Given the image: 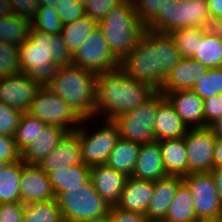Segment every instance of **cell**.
Instances as JSON below:
<instances>
[{
  "label": "cell",
  "mask_w": 222,
  "mask_h": 222,
  "mask_svg": "<svg viewBox=\"0 0 222 222\" xmlns=\"http://www.w3.org/2000/svg\"><path fill=\"white\" fill-rule=\"evenodd\" d=\"M60 0H39V6H51L55 8Z\"/></svg>",
  "instance_id": "cell-54"
},
{
  "label": "cell",
  "mask_w": 222,
  "mask_h": 222,
  "mask_svg": "<svg viewBox=\"0 0 222 222\" xmlns=\"http://www.w3.org/2000/svg\"><path fill=\"white\" fill-rule=\"evenodd\" d=\"M120 69L131 79L149 84L159 91L166 74L159 68L158 49L145 35L120 62Z\"/></svg>",
  "instance_id": "cell-8"
},
{
  "label": "cell",
  "mask_w": 222,
  "mask_h": 222,
  "mask_svg": "<svg viewBox=\"0 0 222 222\" xmlns=\"http://www.w3.org/2000/svg\"><path fill=\"white\" fill-rule=\"evenodd\" d=\"M72 54L61 34H47L31 27L28 39L19 45V64L24 75L41 87L53 80L58 66L71 64Z\"/></svg>",
  "instance_id": "cell-1"
},
{
  "label": "cell",
  "mask_w": 222,
  "mask_h": 222,
  "mask_svg": "<svg viewBox=\"0 0 222 222\" xmlns=\"http://www.w3.org/2000/svg\"><path fill=\"white\" fill-rule=\"evenodd\" d=\"M194 198V210L200 222H219L222 219L220 202L213 176L208 173H192L183 177Z\"/></svg>",
  "instance_id": "cell-12"
},
{
  "label": "cell",
  "mask_w": 222,
  "mask_h": 222,
  "mask_svg": "<svg viewBox=\"0 0 222 222\" xmlns=\"http://www.w3.org/2000/svg\"><path fill=\"white\" fill-rule=\"evenodd\" d=\"M21 160L7 163L0 171V204L20 202Z\"/></svg>",
  "instance_id": "cell-31"
},
{
  "label": "cell",
  "mask_w": 222,
  "mask_h": 222,
  "mask_svg": "<svg viewBox=\"0 0 222 222\" xmlns=\"http://www.w3.org/2000/svg\"><path fill=\"white\" fill-rule=\"evenodd\" d=\"M141 145L119 138L115 148L110 153L106 165L117 172L131 177Z\"/></svg>",
  "instance_id": "cell-28"
},
{
  "label": "cell",
  "mask_w": 222,
  "mask_h": 222,
  "mask_svg": "<svg viewBox=\"0 0 222 222\" xmlns=\"http://www.w3.org/2000/svg\"><path fill=\"white\" fill-rule=\"evenodd\" d=\"M192 58L209 69L222 67V34L214 27L204 28V35Z\"/></svg>",
  "instance_id": "cell-27"
},
{
  "label": "cell",
  "mask_w": 222,
  "mask_h": 222,
  "mask_svg": "<svg viewBox=\"0 0 222 222\" xmlns=\"http://www.w3.org/2000/svg\"><path fill=\"white\" fill-rule=\"evenodd\" d=\"M182 57L192 58L197 52L198 42L204 35V28L190 27L172 30L168 33Z\"/></svg>",
  "instance_id": "cell-35"
},
{
  "label": "cell",
  "mask_w": 222,
  "mask_h": 222,
  "mask_svg": "<svg viewBox=\"0 0 222 222\" xmlns=\"http://www.w3.org/2000/svg\"><path fill=\"white\" fill-rule=\"evenodd\" d=\"M133 178L147 181H157L167 175L158 141L141 144L138 159L135 163Z\"/></svg>",
  "instance_id": "cell-22"
},
{
  "label": "cell",
  "mask_w": 222,
  "mask_h": 222,
  "mask_svg": "<svg viewBox=\"0 0 222 222\" xmlns=\"http://www.w3.org/2000/svg\"><path fill=\"white\" fill-rule=\"evenodd\" d=\"M155 91L149 84L129 78L120 68L97 74L94 118L113 121L133 111Z\"/></svg>",
  "instance_id": "cell-2"
},
{
  "label": "cell",
  "mask_w": 222,
  "mask_h": 222,
  "mask_svg": "<svg viewBox=\"0 0 222 222\" xmlns=\"http://www.w3.org/2000/svg\"><path fill=\"white\" fill-rule=\"evenodd\" d=\"M204 127H209L222 116V94L215 95L203 100Z\"/></svg>",
  "instance_id": "cell-45"
},
{
  "label": "cell",
  "mask_w": 222,
  "mask_h": 222,
  "mask_svg": "<svg viewBox=\"0 0 222 222\" xmlns=\"http://www.w3.org/2000/svg\"><path fill=\"white\" fill-rule=\"evenodd\" d=\"M211 175L214 178L216 191L220 202L222 203V166L213 167L210 171Z\"/></svg>",
  "instance_id": "cell-50"
},
{
  "label": "cell",
  "mask_w": 222,
  "mask_h": 222,
  "mask_svg": "<svg viewBox=\"0 0 222 222\" xmlns=\"http://www.w3.org/2000/svg\"><path fill=\"white\" fill-rule=\"evenodd\" d=\"M13 14L9 0H0V17Z\"/></svg>",
  "instance_id": "cell-53"
},
{
  "label": "cell",
  "mask_w": 222,
  "mask_h": 222,
  "mask_svg": "<svg viewBox=\"0 0 222 222\" xmlns=\"http://www.w3.org/2000/svg\"><path fill=\"white\" fill-rule=\"evenodd\" d=\"M20 202L25 205L56 199L47 174L37 164L21 160Z\"/></svg>",
  "instance_id": "cell-14"
},
{
  "label": "cell",
  "mask_w": 222,
  "mask_h": 222,
  "mask_svg": "<svg viewBox=\"0 0 222 222\" xmlns=\"http://www.w3.org/2000/svg\"><path fill=\"white\" fill-rule=\"evenodd\" d=\"M81 146L77 133L68 132L52 152L37 165L46 174L58 168L81 164Z\"/></svg>",
  "instance_id": "cell-19"
},
{
  "label": "cell",
  "mask_w": 222,
  "mask_h": 222,
  "mask_svg": "<svg viewBox=\"0 0 222 222\" xmlns=\"http://www.w3.org/2000/svg\"><path fill=\"white\" fill-rule=\"evenodd\" d=\"M91 167L84 163L58 168L47 174L55 197L67 188L80 187L90 179Z\"/></svg>",
  "instance_id": "cell-26"
},
{
  "label": "cell",
  "mask_w": 222,
  "mask_h": 222,
  "mask_svg": "<svg viewBox=\"0 0 222 222\" xmlns=\"http://www.w3.org/2000/svg\"><path fill=\"white\" fill-rule=\"evenodd\" d=\"M209 68L194 58L182 57L178 64L166 75L160 92L192 89Z\"/></svg>",
  "instance_id": "cell-18"
},
{
  "label": "cell",
  "mask_w": 222,
  "mask_h": 222,
  "mask_svg": "<svg viewBox=\"0 0 222 222\" xmlns=\"http://www.w3.org/2000/svg\"><path fill=\"white\" fill-rule=\"evenodd\" d=\"M68 131L62 127L46 125L36 141L21 151V160L27 164H38L60 143Z\"/></svg>",
  "instance_id": "cell-23"
},
{
  "label": "cell",
  "mask_w": 222,
  "mask_h": 222,
  "mask_svg": "<svg viewBox=\"0 0 222 222\" xmlns=\"http://www.w3.org/2000/svg\"><path fill=\"white\" fill-rule=\"evenodd\" d=\"M25 206L21 202L0 204V222H22Z\"/></svg>",
  "instance_id": "cell-47"
},
{
  "label": "cell",
  "mask_w": 222,
  "mask_h": 222,
  "mask_svg": "<svg viewBox=\"0 0 222 222\" xmlns=\"http://www.w3.org/2000/svg\"><path fill=\"white\" fill-rule=\"evenodd\" d=\"M22 74L19 64V45L0 42V78Z\"/></svg>",
  "instance_id": "cell-38"
},
{
  "label": "cell",
  "mask_w": 222,
  "mask_h": 222,
  "mask_svg": "<svg viewBox=\"0 0 222 222\" xmlns=\"http://www.w3.org/2000/svg\"><path fill=\"white\" fill-rule=\"evenodd\" d=\"M56 200L64 222H103L111 209L97 194L91 179L80 187L67 188Z\"/></svg>",
  "instance_id": "cell-5"
},
{
  "label": "cell",
  "mask_w": 222,
  "mask_h": 222,
  "mask_svg": "<svg viewBox=\"0 0 222 222\" xmlns=\"http://www.w3.org/2000/svg\"><path fill=\"white\" fill-rule=\"evenodd\" d=\"M90 179L97 194L104 199L110 207H115L125 187L128 176L117 172L106 164L91 166Z\"/></svg>",
  "instance_id": "cell-17"
},
{
  "label": "cell",
  "mask_w": 222,
  "mask_h": 222,
  "mask_svg": "<svg viewBox=\"0 0 222 222\" xmlns=\"http://www.w3.org/2000/svg\"><path fill=\"white\" fill-rule=\"evenodd\" d=\"M144 34L158 49L159 68L167 75L181 60L182 56L174 45L168 33H161L149 29Z\"/></svg>",
  "instance_id": "cell-30"
},
{
  "label": "cell",
  "mask_w": 222,
  "mask_h": 222,
  "mask_svg": "<svg viewBox=\"0 0 222 222\" xmlns=\"http://www.w3.org/2000/svg\"><path fill=\"white\" fill-rule=\"evenodd\" d=\"M154 192V182L128 177L115 208L146 214Z\"/></svg>",
  "instance_id": "cell-21"
},
{
  "label": "cell",
  "mask_w": 222,
  "mask_h": 222,
  "mask_svg": "<svg viewBox=\"0 0 222 222\" xmlns=\"http://www.w3.org/2000/svg\"><path fill=\"white\" fill-rule=\"evenodd\" d=\"M32 24L18 15L0 17V42L21 45L30 34Z\"/></svg>",
  "instance_id": "cell-33"
},
{
  "label": "cell",
  "mask_w": 222,
  "mask_h": 222,
  "mask_svg": "<svg viewBox=\"0 0 222 222\" xmlns=\"http://www.w3.org/2000/svg\"><path fill=\"white\" fill-rule=\"evenodd\" d=\"M169 0H132L141 22L146 26L160 9H164Z\"/></svg>",
  "instance_id": "cell-41"
},
{
  "label": "cell",
  "mask_w": 222,
  "mask_h": 222,
  "mask_svg": "<svg viewBox=\"0 0 222 222\" xmlns=\"http://www.w3.org/2000/svg\"><path fill=\"white\" fill-rule=\"evenodd\" d=\"M165 99L160 91H155L133 111L122 114L113 122L117 125L119 136L138 144L155 141V118L158 105Z\"/></svg>",
  "instance_id": "cell-7"
},
{
  "label": "cell",
  "mask_w": 222,
  "mask_h": 222,
  "mask_svg": "<svg viewBox=\"0 0 222 222\" xmlns=\"http://www.w3.org/2000/svg\"><path fill=\"white\" fill-rule=\"evenodd\" d=\"M103 222H148L144 214L127 212L111 207L109 215Z\"/></svg>",
  "instance_id": "cell-48"
},
{
  "label": "cell",
  "mask_w": 222,
  "mask_h": 222,
  "mask_svg": "<svg viewBox=\"0 0 222 222\" xmlns=\"http://www.w3.org/2000/svg\"><path fill=\"white\" fill-rule=\"evenodd\" d=\"M158 143L167 175H188V158L183 138L163 139Z\"/></svg>",
  "instance_id": "cell-25"
},
{
  "label": "cell",
  "mask_w": 222,
  "mask_h": 222,
  "mask_svg": "<svg viewBox=\"0 0 222 222\" xmlns=\"http://www.w3.org/2000/svg\"><path fill=\"white\" fill-rule=\"evenodd\" d=\"M55 9L63 25L71 23L85 15L84 6L74 0H60Z\"/></svg>",
  "instance_id": "cell-42"
},
{
  "label": "cell",
  "mask_w": 222,
  "mask_h": 222,
  "mask_svg": "<svg viewBox=\"0 0 222 222\" xmlns=\"http://www.w3.org/2000/svg\"><path fill=\"white\" fill-rule=\"evenodd\" d=\"M31 24L33 29L47 34H61L63 29L57 10L51 6H39Z\"/></svg>",
  "instance_id": "cell-37"
},
{
  "label": "cell",
  "mask_w": 222,
  "mask_h": 222,
  "mask_svg": "<svg viewBox=\"0 0 222 222\" xmlns=\"http://www.w3.org/2000/svg\"><path fill=\"white\" fill-rule=\"evenodd\" d=\"M222 166V139L216 138L214 149V167Z\"/></svg>",
  "instance_id": "cell-51"
},
{
  "label": "cell",
  "mask_w": 222,
  "mask_h": 222,
  "mask_svg": "<svg viewBox=\"0 0 222 222\" xmlns=\"http://www.w3.org/2000/svg\"><path fill=\"white\" fill-rule=\"evenodd\" d=\"M112 54L121 62L143 36L145 25L139 19L132 0H123L98 22Z\"/></svg>",
  "instance_id": "cell-4"
},
{
  "label": "cell",
  "mask_w": 222,
  "mask_h": 222,
  "mask_svg": "<svg viewBox=\"0 0 222 222\" xmlns=\"http://www.w3.org/2000/svg\"><path fill=\"white\" fill-rule=\"evenodd\" d=\"M21 160V152L19 151L14 136L0 135V171L7 164Z\"/></svg>",
  "instance_id": "cell-44"
},
{
  "label": "cell",
  "mask_w": 222,
  "mask_h": 222,
  "mask_svg": "<svg viewBox=\"0 0 222 222\" xmlns=\"http://www.w3.org/2000/svg\"><path fill=\"white\" fill-rule=\"evenodd\" d=\"M14 15L32 22L39 9V0H9Z\"/></svg>",
  "instance_id": "cell-46"
},
{
  "label": "cell",
  "mask_w": 222,
  "mask_h": 222,
  "mask_svg": "<svg viewBox=\"0 0 222 222\" xmlns=\"http://www.w3.org/2000/svg\"><path fill=\"white\" fill-rule=\"evenodd\" d=\"M190 27H213L207 0H169L164 9H160L145 26L146 29L161 33Z\"/></svg>",
  "instance_id": "cell-6"
},
{
  "label": "cell",
  "mask_w": 222,
  "mask_h": 222,
  "mask_svg": "<svg viewBox=\"0 0 222 222\" xmlns=\"http://www.w3.org/2000/svg\"><path fill=\"white\" fill-rule=\"evenodd\" d=\"M22 222H64L56 199L25 206Z\"/></svg>",
  "instance_id": "cell-34"
},
{
  "label": "cell",
  "mask_w": 222,
  "mask_h": 222,
  "mask_svg": "<svg viewBox=\"0 0 222 222\" xmlns=\"http://www.w3.org/2000/svg\"><path fill=\"white\" fill-rule=\"evenodd\" d=\"M40 88L37 82L23 73L0 78V102L26 113Z\"/></svg>",
  "instance_id": "cell-15"
},
{
  "label": "cell",
  "mask_w": 222,
  "mask_h": 222,
  "mask_svg": "<svg viewBox=\"0 0 222 222\" xmlns=\"http://www.w3.org/2000/svg\"><path fill=\"white\" fill-rule=\"evenodd\" d=\"M192 90L203 100L222 94V67L210 68Z\"/></svg>",
  "instance_id": "cell-39"
},
{
  "label": "cell",
  "mask_w": 222,
  "mask_h": 222,
  "mask_svg": "<svg viewBox=\"0 0 222 222\" xmlns=\"http://www.w3.org/2000/svg\"><path fill=\"white\" fill-rule=\"evenodd\" d=\"M71 64L95 74L120 68V61L110 51L98 26L72 55Z\"/></svg>",
  "instance_id": "cell-11"
},
{
  "label": "cell",
  "mask_w": 222,
  "mask_h": 222,
  "mask_svg": "<svg viewBox=\"0 0 222 222\" xmlns=\"http://www.w3.org/2000/svg\"><path fill=\"white\" fill-rule=\"evenodd\" d=\"M189 128L165 98L159 105L155 118V141L183 138Z\"/></svg>",
  "instance_id": "cell-24"
},
{
  "label": "cell",
  "mask_w": 222,
  "mask_h": 222,
  "mask_svg": "<svg viewBox=\"0 0 222 222\" xmlns=\"http://www.w3.org/2000/svg\"><path fill=\"white\" fill-rule=\"evenodd\" d=\"M46 124L38 118L33 117L28 112L23 113L15 132L14 139L21 152L27 145L36 141L40 132H43Z\"/></svg>",
  "instance_id": "cell-36"
},
{
  "label": "cell",
  "mask_w": 222,
  "mask_h": 222,
  "mask_svg": "<svg viewBox=\"0 0 222 222\" xmlns=\"http://www.w3.org/2000/svg\"><path fill=\"white\" fill-rule=\"evenodd\" d=\"M188 128H204V106L192 89L162 92Z\"/></svg>",
  "instance_id": "cell-16"
},
{
  "label": "cell",
  "mask_w": 222,
  "mask_h": 222,
  "mask_svg": "<svg viewBox=\"0 0 222 222\" xmlns=\"http://www.w3.org/2000/svg\"><path fill=\"white\" fill-rule=\"evenodd\" d=\"M74 1H76L77 3L85 6V4L87 3L88 0H74Z\"/></svg>",
  "instance_id": "cell-56"
},
{
  "label": "cell",
  "mask_w": 222,
  "mask_h": 222,
  "mask_svg": "<svg viewBox=\"0 0 222 222\" xmlns=\"http://www.w3.org/2000/svg\"><path fill=\"white\" fill-rule=\"evenodd\" d=\"M97 26L98 23L88 15H84L71 23L63 25L61 35L72 55Z\"/></svg>",
  "instance_id": "cell-32"
},
{
  "label": "cell",
  "mask_w": 222,
  "mask_h": 222,
  "mask_svg": "<svg viewBox=\"0 0 222 222\" xmlns=\"http://www.w3.org/2000/svg\"><path fill=\"white\" fill-rule=\"evenodd\" d=\"M97 74L73 64L58 66L48 85L82 119H94Z\"/></svg>",
  "instance_id": "cell-3"
},
{
  "label": "cell",
  "mask_w": 222,
  "mask_h": 222,
  "mask_svg": "<svg viewBox=\"0 0 222 222\" xmlns=\"http://www.w3.org/2000/svg\"><path fill=\"white\" fill-rule=\"evenodd\" d=\"M90 120L94 121L93 118L82 119L81 125L75 132L80 141L82 163L91 167L106 164L120 136L118 127L113 121L103 120V127L93 131L87 128V122Z\"/></svg>",
  "instance_id": "cell-9"
},
{
  "label": "cell",
  "mask_w": 222,
  "mask_h": 222,
  "mask_svg": "<svg viewBox=\"0 0 222 222\" xmlns=\"http://www.w3.org/2000/svg\"><path fill=\"white\" fill-rule=\"evenodd\" d=\"M28 113L46 125L62 127L68 132H74L82 121L69 104L48 86H43L37 91Z\"/></svg>",
  "instance_id": "cell-10"
},
{
  "label": "cell",
  "mask_w": 222,
  "mask_h": 222,
  "mask_svg": "<svg viewBox=\"0 0 222 222\" xmlns=\"http://www.w3.org/2000/svg\"><path fill=\"white\" fill-rule=\"evenodd\" d=\"M182 183V176L171 175L154 182L153 196L145 214L148 222H162L165 219L176 191Z\"/></svg>",
  "instance_id": "cell-20"
},
{
  "label": "cell",
  "mask_w": 222,
  "mask_h": 222,
  "mask_svg": "<svg viewBox=\"0 0 222 222\" xmlns=\"http://www.w3.org/2000/svg\"><path fill=\"white\" fill-rule=\"evenodd\" d=\"M209 128L212 130L216 138L222 139V116L213 122Z\"/></svg>",
  "instance_id": "cell-52"
},
{
  "label": "cell",
  "mask_w": 222,
  "mask_h": 222,
  "mask_svg": "<svg viewBox=\"0 0 222 222\" xmlns=\"http://www.w3.org/2000/svg\"><path fill=\"white\" fill-rule=\"evenodd\" d=\"M122 1L123 0H88L84 6L85 15H88L98 23L113 7Z\"/></svg>",
  "instance_id": "cell-43"
},
{
  "label": "cell",
  "mask_w": 222,
  "mask_h": 222,
  "mask_svg": "<svg viewBox=\"0 0 222 222\" xmlns=\"http://www.w3.org/2000/svg\"><path fill=\"white\" fill-rule=\"evenodd\" d=\"M162 222H200L194 210V198L184 183L177 189Z\"/></svg>",
  "instance_id": "cell-29"
},
{
  "label": "cell",
  "mask_w": 222,
  "mask_h": 222,
  "mask_svg": "<svg viewBox=\"0 0 222 222\" xmlns=\"http://www.w3.org/2000/svg\"><path fill=\"white\" fill-rule=\"evenodd\" d=\"M213 27L222 34V17L214 23Z\"/></svg>",
  "instance_id": "cell-55"
},
{
  "label": "cell",
  "mask_w": 222,
  "mask_h": 222,
  "mask_svg": "<svg viewBox=\"0 0 222 222\" xmlns=\"http://www.w3.org/2000/svg\"><path fill=\"white\" fill-rule=\"evenodd\" d=\"M23 112L0 102V135L14 136Z\"/></svg>",
  "instance_id": "cell-40"
},
{
  "label": "cell",
  "mask_w": 222,
  "mask_h": 222,
  "mask_svg": "<svg viewBox=\"0 0 222 222\" xmlns=\"http://www.w3.org/2000/svg\"><path fill=\"white\" fill-rule=\"evenodd\" d=\"M211 24L222 17V0H207Z\"/></svg>",
  "instance_id": "cell-49"
},
{
  "label": "cell",
  "mask_w": 222,
  "mask_h": 222,
  "mask_svg": "<svg viewBox=\"0 0 222 222\" xmlns=\"http://www.w3.org/2000/svg\"><path fill=\"white\" fill-rule=\"evenodd\" d=\"M188 158V174L208 173L214 167L216 137L209 127L189 128L183 137Z\"/></svg>",
  "instance_id": "cell-13"
}]
</instances>
